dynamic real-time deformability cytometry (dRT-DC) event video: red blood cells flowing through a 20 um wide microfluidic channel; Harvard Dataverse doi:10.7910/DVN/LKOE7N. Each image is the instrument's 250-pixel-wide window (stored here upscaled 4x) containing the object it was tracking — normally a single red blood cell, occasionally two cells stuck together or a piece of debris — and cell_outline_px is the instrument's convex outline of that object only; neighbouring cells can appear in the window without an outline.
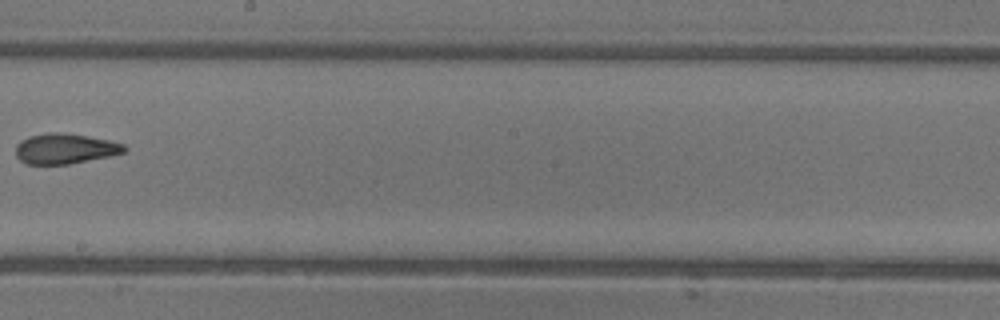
{"species": "common noctule bat (a hibernating species)", "species_latin": "Nyctalus noctula", "temperature_condition": "warm", "stored_images_in_passage": 9, "camera_frame_rate_fps": 3000, "um_per_image_px": 0.085, "animal": {"sex": "female"}, "frame": {"image": 1, "passage_image": 9, "time_ms": 10.333, "image_size_px": [1000, 320], "cell_outline_px": [[128, 148], [124, 152], [112, 156], [68, 164], [24, 164], [16, 156], [16, 144], [20, 140], [28, 136], [48, 132], [60, 132], [88, 136], [112, 140], [124, 144]], "centroid_in_image_um": [5.53, 12.63], "position_along_channel_um": 242.7, "area_um2": 19.48}}